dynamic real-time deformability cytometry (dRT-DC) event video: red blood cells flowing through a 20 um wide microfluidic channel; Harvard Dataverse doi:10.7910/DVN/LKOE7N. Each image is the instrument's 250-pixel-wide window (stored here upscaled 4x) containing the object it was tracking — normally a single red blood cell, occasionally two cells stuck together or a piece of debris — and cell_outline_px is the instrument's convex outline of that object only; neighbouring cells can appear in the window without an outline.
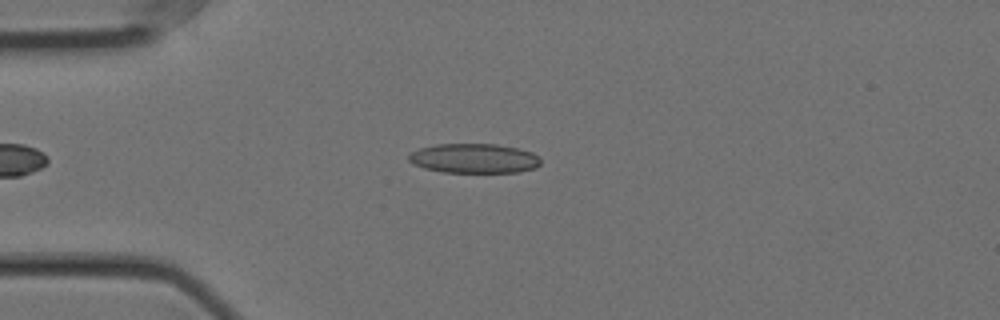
{"species": "Egyptian fruit bat (a non-hibernating species)", "species_latin": "Rousettus aegyptiacus", "temperature_condition": "cold", "stored_images_in_passage": 51, "camera_frame_rate_fps": 3000, "um_per_image_px": 0.085, "animal": {"sex": "female"}, "frame": {"image": 1, "passage_image": 13, "time_ms": 4.0, "image_size_px": [1000, 320], "cell_outline_px": [[540, 164], [536, 168], [520, 172], [444, 172], [424, 168], [412, 164], [408, 160], [408, 156], [412, 152], [420, 148], [436, 144], [496, 144], [516, 148], [532, 152], [540, 156]], "centroid_in_image_um": [40.31, 13.46], "position_along_channel_um": 44.7, "area_um2": 22.77}}
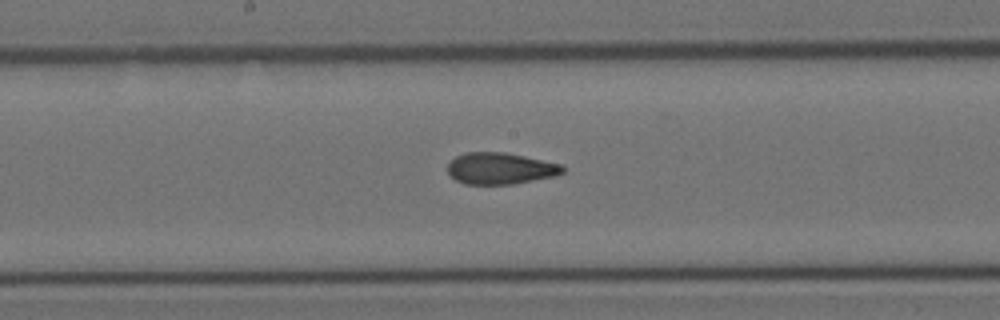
{"frame": {"image": 2, "passage_image": 28, "time_ms": 9.0, "image_size_px": [1000, 320], "cell_outline_px": [[564, 172], [556, 176], [512, 184], [464, 184], [456, 180], [448, 172], [448, 164], [456, 156], [464, 152], [504, 152], [564, 164]], "centroid_in_image_um": [42.55, 14.31], "position_along_channel_um": 205.6, "area_um2": 21.21}}
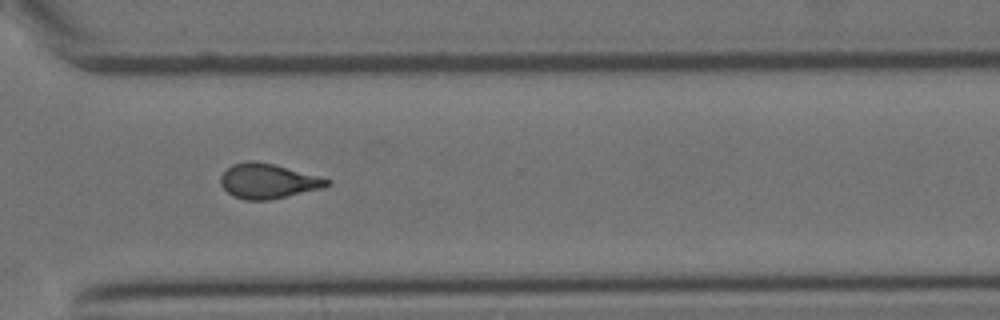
{"frame": {"image": 3, "passage_image": 40, "time_ms": 13.0, "image_size_px": [1000, 320], "cell_outline_px": [[332, 184], [324, 188], [268, 200], [244, 200], [232, 196], [220, 184], [220, 176], [232, 164], [252, 160], [272, 164], [332, 180]], "centroid_in_image_um": [22.77, 15.4], "position_along_channel_um": 347.8, "area_um2": 21.44}, "authors_computed_cell_mechanics": {"area_um2": 21.5016, "velocity_mm_per_s": 3.5591, "shape_relaxation_time_tau1_ms": null, "shape_relaxation_time_tau2_ms": 2.4242, "deformation_change_tau1": null, "deformation_change_tau2": 0.0969}}